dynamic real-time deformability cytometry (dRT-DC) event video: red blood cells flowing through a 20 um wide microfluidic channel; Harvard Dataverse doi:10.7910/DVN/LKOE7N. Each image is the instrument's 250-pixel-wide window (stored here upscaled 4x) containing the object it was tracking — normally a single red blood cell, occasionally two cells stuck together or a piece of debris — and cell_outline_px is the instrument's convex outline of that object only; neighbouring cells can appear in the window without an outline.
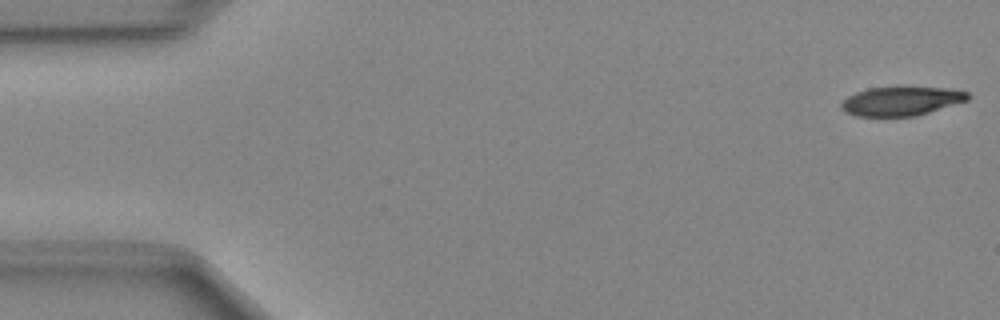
{"species": "Egyptian fruit bat (a non-hibernating species)", "species_latin": "Rousettus aegyptiacus", "temperature_condition": "cold", "stored_images_in_passage": 6, "camera_frame_rate_fps": 3000, "um_per_image_px": 0.085, "animal": {"sex": "female"}, "frame": {"image": 1, "passage_image": 1, "time_ms": 0.0, "image_size_px": [1000, 320], "cell_outline_px": [[968, 100], [916, 116], [856, 116], [844, 112], [840, 108], [840, 104], [848, 96], [856, 92], [868, 88], [948, 88], [968, 92]], "centroid_in_image_um": [76.56, 8.61], "position_along_channel_um": 8.4, "area_um2": 21.04}}